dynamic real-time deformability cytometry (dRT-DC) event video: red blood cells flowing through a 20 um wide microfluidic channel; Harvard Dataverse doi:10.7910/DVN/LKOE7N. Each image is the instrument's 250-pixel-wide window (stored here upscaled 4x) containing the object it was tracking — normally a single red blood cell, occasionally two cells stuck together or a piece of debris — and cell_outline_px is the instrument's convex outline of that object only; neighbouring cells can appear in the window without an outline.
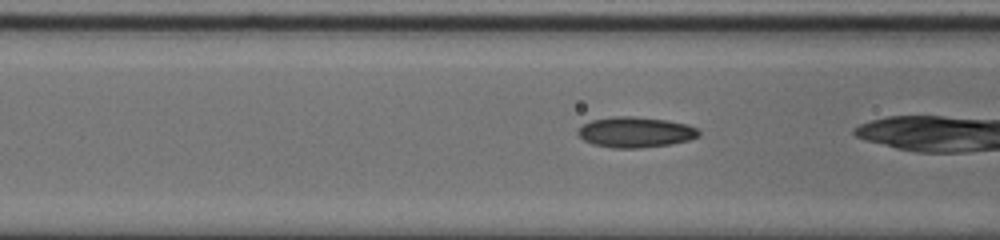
{"species": "common noctule bat (a hibernating species)", "species_latin": "Nyctalus noctula", "temperature_condition": "cold", "stored_images_in_passage": 6, "camera_frame_rate_fps": 3000, "um_per_image_px": 0.085, "animal": {"sex": "male", "body_mass_g": 20.0, "forearm_length_mm": 53.3}, "frame": {"image": 1, "passage_image": 5, "time_ms": 1.333, "image_size_px": [1000, 240], "cell_outline_px": [[700, 136], [688, 140], [672, 144], [640, 148], [612, 148], [592, 144], [584, 140], [576, 132], [584, 124], [592, 120], [612, 116], [632, 116], [668, 120], [688, 124], [696, 128], [700, 132]], "centroid_in_image_um": [54.03, 11.23], "position_along_channel_um": 112.6, "area_um2": 21.62}}